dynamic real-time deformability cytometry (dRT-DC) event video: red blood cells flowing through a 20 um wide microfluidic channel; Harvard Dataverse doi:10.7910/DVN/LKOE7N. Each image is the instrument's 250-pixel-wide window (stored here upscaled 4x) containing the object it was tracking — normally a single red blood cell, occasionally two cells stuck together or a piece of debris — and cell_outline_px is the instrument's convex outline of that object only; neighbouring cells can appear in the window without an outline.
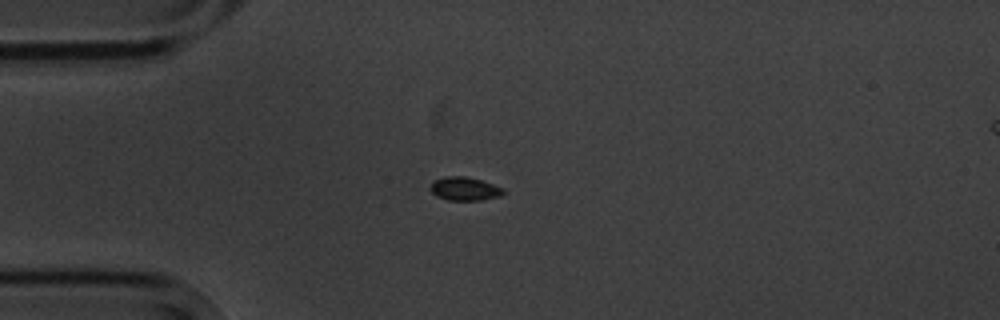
{"species": "common noctule bat (a hibernating species)", "species_latin": "Nyctalus noctula", "temperature_condition": "cold", "stored_images_in_passage": 7, "camera_frame_rate_fps": 3000, "um_per_image_px": 0.085, "animal": {"sex": "male", "body_mass_g": 20.1, "forearm_length_mm": 53.5}, "frame": {"image": 1, "passage_image": 4, "time_ms": 4.333, "image_size_px": [1000, 320], "cell_outline_px": [[504, 192], [500, 196], [480, 200], [448, 200], [436, 196], [428, 188], [432, 180], [444, 176], [464, 176], [480, 180], [504, 188]], "centroid_in_image_um": [39.43, 16.04], "position_along_channel_um": 45.6, "area_um2": 10.06}}